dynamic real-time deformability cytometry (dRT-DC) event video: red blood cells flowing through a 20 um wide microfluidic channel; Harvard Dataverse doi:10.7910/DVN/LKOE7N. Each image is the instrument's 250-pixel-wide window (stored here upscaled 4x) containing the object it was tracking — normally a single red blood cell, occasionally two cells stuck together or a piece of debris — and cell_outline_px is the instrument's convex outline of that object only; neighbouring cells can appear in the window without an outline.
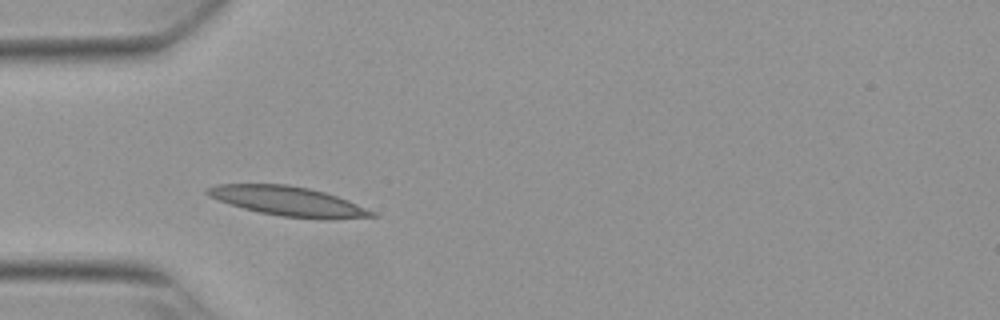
{"species": "Egyptian fruit bat (a non-hibernating species)", "species_latin": "Rousettus aegyptiacus", "temperature_condition": "warm", "stored_images_in_passage": 38, "camera_frame_rate_fps": 3000, "um_per_image_px": 0.085, "animal": {"sex": "female"}, "frame": {"image": 1, "passage_image": 1, "time_ms": 0.0, "image_size_px": [1000, 320], "cell_outline_px": [[380, 216], [332, 220], [320, 220], [280, 216], [260, 212], [244, 208], [208, 196], [204, 192], [204, 188], [216, 184], [288, 184], [308, 188], [324, 192], [348, 200], [376, 212]], "centroid_in_image_um": [24.54, 17.12], "position_along_channel_um": 60.5, "area_um2": 28.5}}
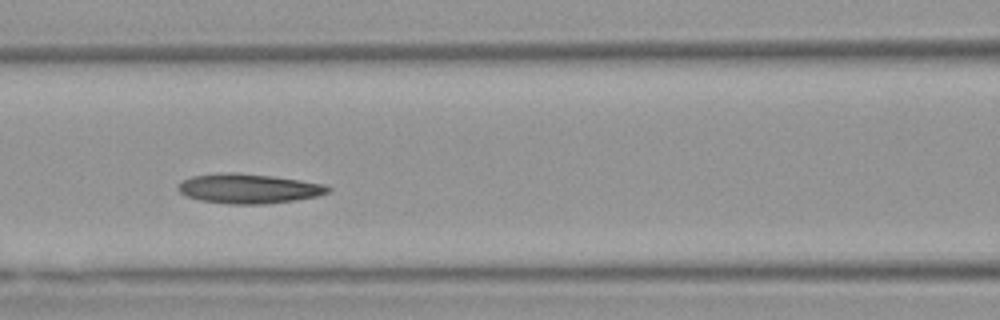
{"frame": {"image": 2, "passage_image": 8, "time_ms": 2.333, "image_size_px": [1000, 320], "cell_outline_px": [[332, 188], [328, 192], [316, 196], [296, 200], [264, 204], [228, 204], [200, 200], [184, 196], [176, 188], [184, 180], [192, 176], [228, 172], [236, 172], [272, 176], [300, 180], [324, 184]], "centroid_in_image_um": [21.12, 16.03], "position_along_channel_um": 145.5, "area_um2": 25.84}}
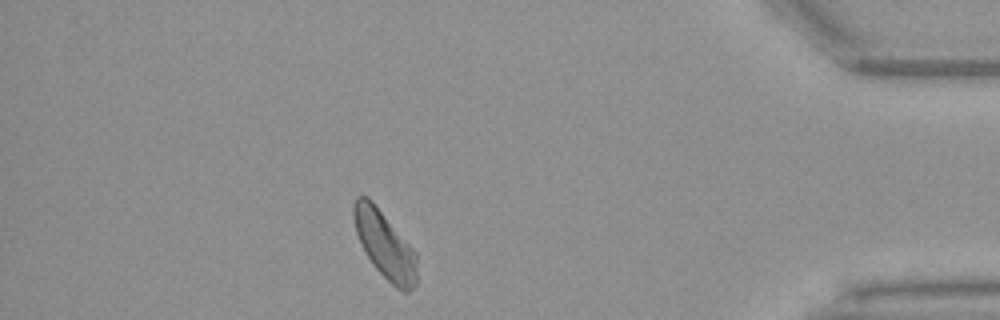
{"frame": {"image": 3, "passage_image": 32, "time_ms": 10.333, "image_size_px": [1000, 320], "cell_outline_px": [[416, 284], [408, 292], [404, 292], [396, 288], [372, 264], [364, 252], [356, 232], [352, 216], [352, 204], [356, 196], [368, 196], [372, 200], [416, 252]], "centroid_in_image_um": [32.67, 20.78], "position_along_channel_um": 402.5, "area_um2": 24.74}, "authors_computed_cell_mechanics": {"area_um2": 24.6517, "velocity_mm_per_s": 3.7628, "shape_relaxation_time_tau1_ms": null, "shape_relaxation_time_tau2_ms": 8.9822, "deformation_change_tau1": null, "deformation_change_tau2": 0.1738}}